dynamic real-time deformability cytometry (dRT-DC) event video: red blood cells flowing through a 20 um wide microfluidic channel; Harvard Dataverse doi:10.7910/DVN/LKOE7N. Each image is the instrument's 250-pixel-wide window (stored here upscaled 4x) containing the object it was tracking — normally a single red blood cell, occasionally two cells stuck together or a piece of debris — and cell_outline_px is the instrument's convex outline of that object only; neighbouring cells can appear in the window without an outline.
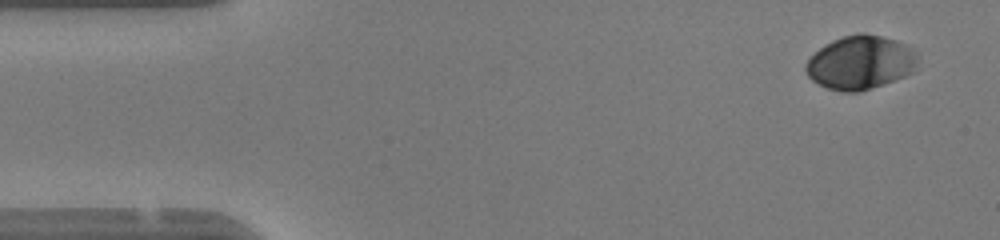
{"species": "human", "species_latin": "Homo sapiens", "temperature_condition": "warm", "stored_images_in_passage": 48, "camera_frame_rate_fps": 3000, "um_per_image_px": 0.085, "donor": {"sex": "female"}, "frame": {"image": 1, "passage_image": 3, "time_ms": 0.667, "image_size_px": [1000, 240], "cell_outline_px": [[916, 60], [912, 72], [904, 76], [884, 84], [860, 92], [840, 92], [828, 88], [812, 80], [808, 76], [804, 68], [804, 64], [824, 44], [832, 40], [844, 36], [860, 32], [864, 32], [896, 40], [908, 44], [916, 56]], "centroid_in_image_um": [73.1, 5.31], "position_along_channel_um": 11.9, "area_um2": 34.91}}
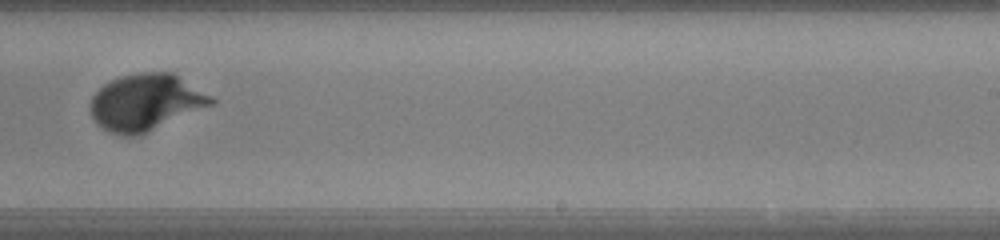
{"frame": {"image": 2, "passage_image": 30, "time_ms": 9.667, "image_size_px": [1000, 240], "cell_outline_px": [[216, 104], [140, 136], [120, 136], [108, 132], [92, 116], [92, 96], [104, 84], [120, 76], [140, 72], [172, 72], [212, 96], [216, 100]], "centroid_in_image_um": [12.45, 8.71], "position_along_channel_um": 276.5, "area_um2": 40.0}}
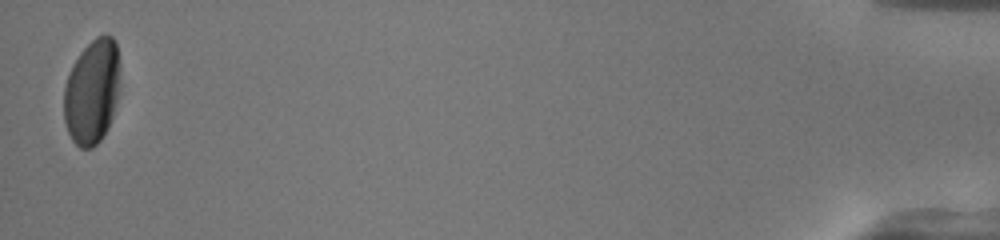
{"frame": {"image": 3, "passage_image": 48, "time_ms": 15.667, "image_size_px": [1000, 240], "cell_outline_px": [[120, 84], [112, 116], [108, 128], [100, 140], [92, 148], [80, 148], [72, 140], [68, 132], [64, 120], [64, 88], [72, 64], [80, 52], [96, 36], [104, 32], [112, 36], [116, 44]], "centroid_in_image_um": [7.81, 7.78], "position_along_channel_um": 427.4, "area_um2": 34.33}, "authors_computed_cell_mechanics": {"area_um2": 36.0383, "velocity_mm_per_s": 4.1866, "shape_relaxation_time_tau1_ms": 2.1447, "shape_relaxation_time_tau2_ms": null, "deformation_change_tau1": 0.1686, "deformation_change_tau2": null}}